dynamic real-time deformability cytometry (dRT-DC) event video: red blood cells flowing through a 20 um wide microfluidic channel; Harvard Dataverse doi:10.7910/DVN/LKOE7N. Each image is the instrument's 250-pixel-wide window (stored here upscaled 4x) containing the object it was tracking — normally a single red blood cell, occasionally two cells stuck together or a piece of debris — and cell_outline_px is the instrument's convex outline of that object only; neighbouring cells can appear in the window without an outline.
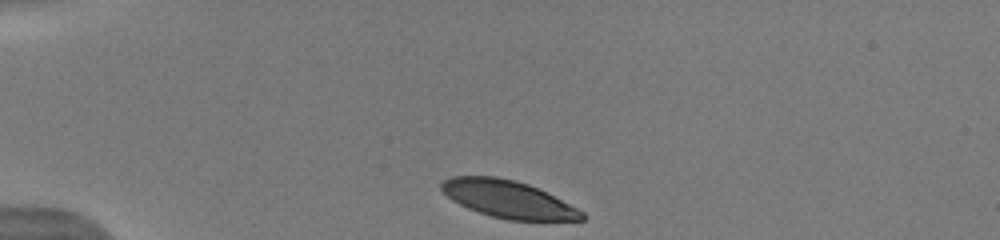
{"species": "human", "species_latin": "Homo sapiens", "temperature_condition": "warm", "stored_images_in_passage": 44, "camera_frame_rate_fps": 3000, "um_per_image_px": 0.085, "donor": {"sex": "male"}, "frame": {"image": 1, "passage_image": 1, "time_ms": 0.0, "image_size_px": [1000, 240], "cell_outline_px": [[584, 220], [508, 220], [492, 216], [468, 208], [452, 200], [440, 188], [440, 184], [444, 180], [452, 176], [496, 176], [516, 180], [528, 184], [584, 212]], "centroid_in_image_um": [43.15, 16.92], "position_along_channel_um": 41.9, "area_um2": 30.06}}
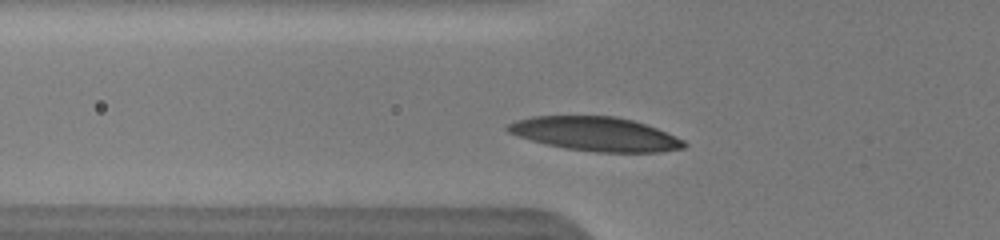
{"frame": {"image": 2, "passage_image": 9, "time_ms": 2.0, "image_size_px": [1000, 240], "cell_outline_px": [[688, 144], [684, 148], [660, 152], [596, 152], [564, 148], [544, 144], [516, 136], [508, 132], [504, 128], [508, 124], [516, 120], [532, 116], [616, 116], [632, 120], [656, 128], [684, 140]], "centroid_in_image_um": [50.58, 11.39], "position_along_channel_um": 75.2, "area_um2": 35.03}}
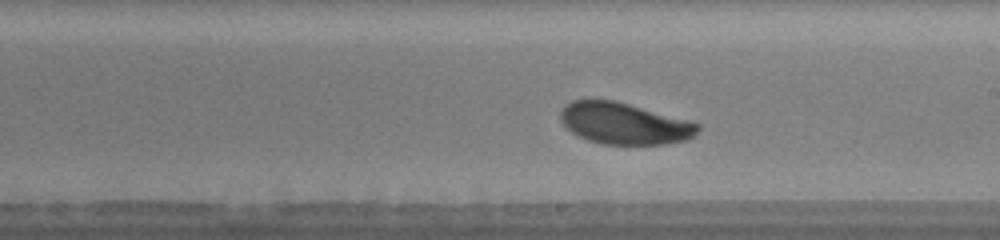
{"frame": {"image": 3, "passage_image": 20, "time_ms": 6.0, "image_size_px": [1000, 240], "cell_outline_px": [[700, 128], [688, 140], [668, 144], [604, 144], [588, 140], [572, 132], [560, 120], [560, 112], [564, 104], [572, 100], [616, 100], [688, 120], [700, 124]], "centroid_in_image_um": [53.06, 10.49], "position_along_channel_um": 235.9, "area_um2": 33.18}, "authors_computed_cell_mechanics": {"area_um2": 33.813, "velocity_mm_per_s": 4.0288, "shape_relaxation_time_tau1_ms": 2.7301, "shape_relaxation_time_tau2_ms": null, "deformation_change_tau1": 0.1311, "deformation_change_tau2": null}}